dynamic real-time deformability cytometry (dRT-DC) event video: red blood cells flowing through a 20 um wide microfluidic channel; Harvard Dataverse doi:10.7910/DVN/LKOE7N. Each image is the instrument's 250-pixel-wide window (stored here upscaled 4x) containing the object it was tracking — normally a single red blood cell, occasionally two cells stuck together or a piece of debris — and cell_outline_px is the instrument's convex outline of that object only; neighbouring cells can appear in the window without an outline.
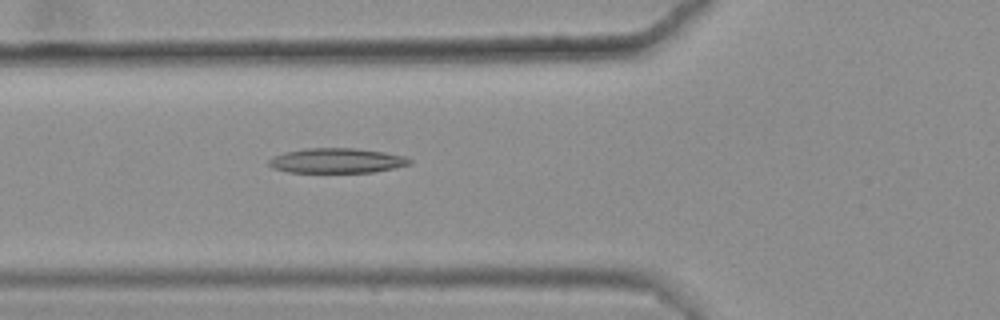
{"species": "common noctule bat (a hibernating species)", "species_latin": "Nyctalus noctula", "temperature_condition": "warm", "stored_images_in_passage": 50, "camera_frame_rate_fps": 3000, "um_per_image_px": 0.085, "animal": {"sex": "female", "body_mass_g": 25.1}, "frame": {"image": 1, "passage_image": 21, "time_ms": 6.667, "image_size_px": [1000, 320], "cell_outline_px": [[412, 164], [372, 172], [288, 172], [272, 168], [268, 164], [268, 160], [272, 156], [284, 152], [304, 148], [356, 148], [384, 152], [404, 156], [412, 160]], "centroid_in_image_um": [28.59, 13.65], "position_along_channel_um": 97.2, "area_um2": 20.46}}
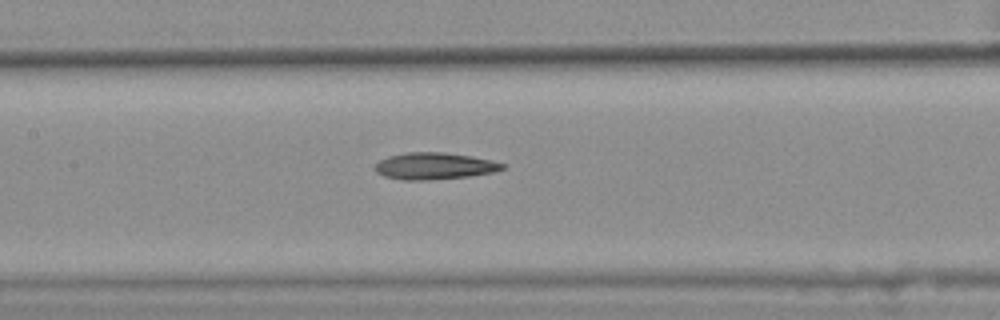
{"frame": {"image": 2, "passage_image": 27, "time_ms": 8.667, "image_size_px": [1000, 320], "cell_outline_px": [[508, 164], [504, 168], [492, 172], [468, 176], [428, 180], [404, 180], [384, 176], [376, 172], [372, 168], [380, 160], [388, 156], [408, 152], [444, 152], [472, 156], [492, 160]], "centroid_in_image_um": [36.92, 14.1], "position_along_channel_um": 170.5, "area_um2": 19.94}}
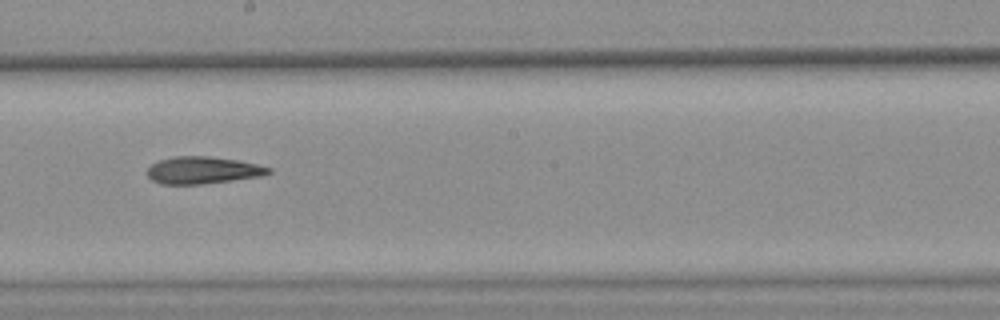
{"frame": {"image": 3, "passage_image": 32, "time_ms": 10.333, "image_size_px": [1000, 320], "cell_outline_px": [[272, 172], [260, 176], [232, 180], [200, 184], [164, 184], [152, 180], [148, 176], [148, 168], [152, 164], [160, 160], [172, 156], [208, 156], [236, 160], [256, 164], [272, 168]], "centroid_in_image_um": [17.23, 14.46], "position_along_channel_um": 231.0, "area_um2": 18.96}}